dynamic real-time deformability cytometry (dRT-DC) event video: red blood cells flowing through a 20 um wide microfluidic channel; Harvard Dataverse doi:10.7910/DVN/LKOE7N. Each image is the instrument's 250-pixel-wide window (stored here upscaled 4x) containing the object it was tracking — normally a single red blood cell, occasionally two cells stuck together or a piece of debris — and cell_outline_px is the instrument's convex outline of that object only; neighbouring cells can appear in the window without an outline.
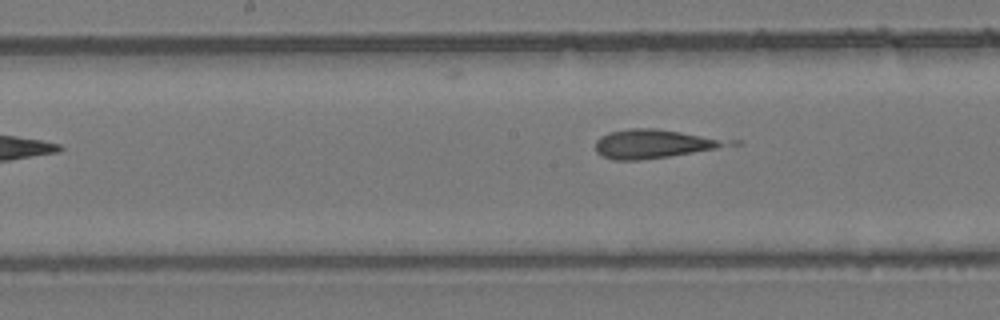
{"species": "common noctule bat (a hibernating species)", "species_latin": "Nyctalus noctula", "temperature_condition": "room temperature", "stored_images_in_passage": 7, "camera_frame_rate_fps": 3000, "um_per_image_px": 0.085, "animal": {"sex": "female", "body_mass_g": 24.6, "forearm_length_mm": 56.2}, "frame": {"image": 1, "passage_image": 7, "time_ms": 7.0, "image_size_px": [1000, 320], "cell_outline_px": [[744, 140], [740, 144], [668, 156], [640, 160], [612, 160], [600, 156], [596, 152], [596, 140], [600, 136], [608, 132], [632, 128], [656, 128]], "centroid_in_image_um": [55.72, 12.2], "position_along_channel_um": 192.5, "area_um2": 22.95}}